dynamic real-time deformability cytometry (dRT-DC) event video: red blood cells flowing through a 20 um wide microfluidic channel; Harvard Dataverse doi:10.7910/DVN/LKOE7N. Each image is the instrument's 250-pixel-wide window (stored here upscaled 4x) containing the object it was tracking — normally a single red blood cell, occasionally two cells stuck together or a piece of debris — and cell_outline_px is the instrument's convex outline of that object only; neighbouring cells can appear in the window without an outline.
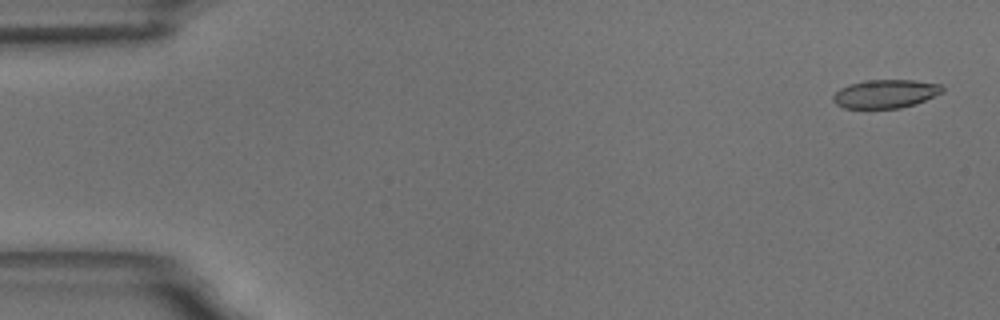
{"species": "common noctule bat (a hibernating species)", "species_latin": "Nyctalus noctula", "temperature_condition": "room temperature", "stored_images_in_passage": 57, "camera_frame_rate_fps": 3000, "um_per_image_px": 0.085, "animal": {"sex": "male", "body_mass_g": 18.8}, "frame": {"image": 1, "passage_image": 2, "time_ms": 0.333, "image_size_px": [1000, 320], "cell_outline_px": [[944, 92], [916, 104], [900, 108], [844, 108], [836, 104], [832, 100], [832, 96], [840, 88], [848, 84], [864, 80], [912, 80], [940, 84], [944, 88]], "centroid_in_image_um": [75.26, 7.97], "position_along_channel_um": 9.7, "area_um2": 18.26}}
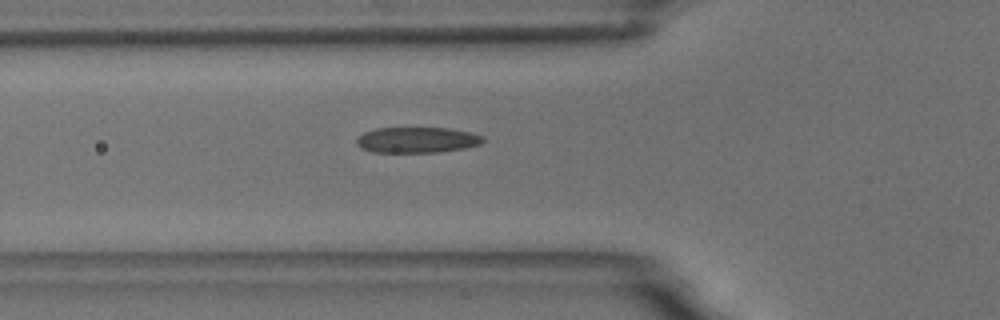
{"frame": {"image": 2, "passage_image": 20, "time_ms": 6.333, "image_size_px": [1000, 320], "cell_outline_px": [[484, 140], [480, 144], [464, 148], [436, 152], [372, 152], [360, 148], [356, 144], [356, 140], [364, 132], [376, 128], [448, 128], [472, 132], [484, 136]], "centroid_in_image_um": [35.44, 11.89], "position_along_channel_um": 90.4, "area_um2": 18.96}}
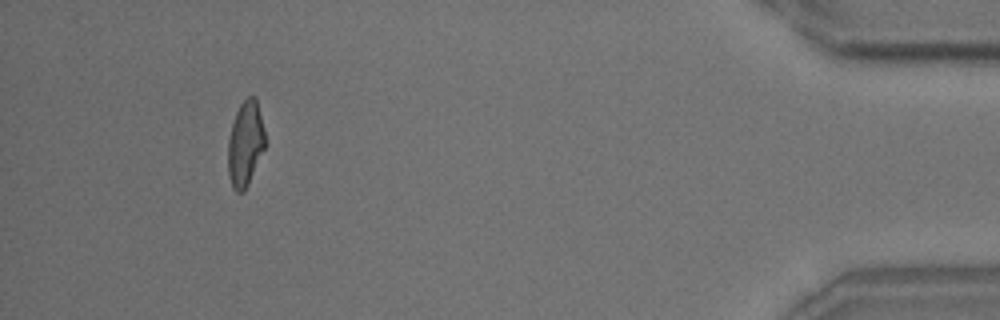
{"frame": {"image": 3, "passage_image": 53, "time_ms": 17.333, "image_size_px": [1000, 320], "cell_outline_px": [[264, 148], [248, 184], [244, 192], [236, 192], [232, 188], [228, 176], [228, 140], [232, 124], [236, 112], [240, 104], [248, 96], [256, 96], [264, 132]], "centroid_in_image_um": [20.83, 12.23], "position_along_channel_um": 414.4, "area_um2": 18.21}, "authors_computed_cell_mechanics": {"area_um2": 19.0162, "velocity_mm_per_s": 3.5201, "shape_relaxation_time_tau1_ms": 9.5885, "shape_relaxation_time_tau2_ms": 1.289, "deformation_change_tau1": 0.2348, "deformation_change_tau2": 0.0914}}